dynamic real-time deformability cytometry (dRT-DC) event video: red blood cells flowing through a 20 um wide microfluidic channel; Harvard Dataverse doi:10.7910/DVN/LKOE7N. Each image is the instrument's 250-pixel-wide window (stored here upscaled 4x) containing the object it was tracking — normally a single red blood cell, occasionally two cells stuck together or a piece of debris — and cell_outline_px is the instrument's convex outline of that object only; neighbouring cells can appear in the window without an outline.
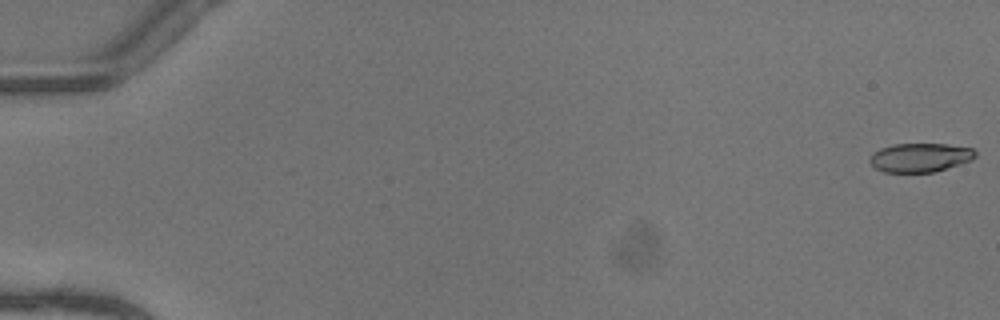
{"species": "common noctule bat (a hibernating species)", "species_latin": "Nyctalus noctula", "temperature_condition": "warm", "stored_images_in_passage": 53, "camera_frame_rate_fps": 3000, "um_per_image_px": 0.085, "animal": {"sex": "female"}, "frame": {"image": 1, "passage_image": 1, "time_ms": 0.0, "image_size_px": [1000, 320], "cell_outline_px": [[976, 156], [972, 160], [960, 164], [932, 172], [884, 172], [876, 168], [868, 160], [872, 152], [880, 148], [892, 144], [944, 144], [972, 148], [976, 152]], "centroid_in_image_um": [78.18, 13.38], "position_along_channel_um": 6.8, "area_um2": 17.74}}
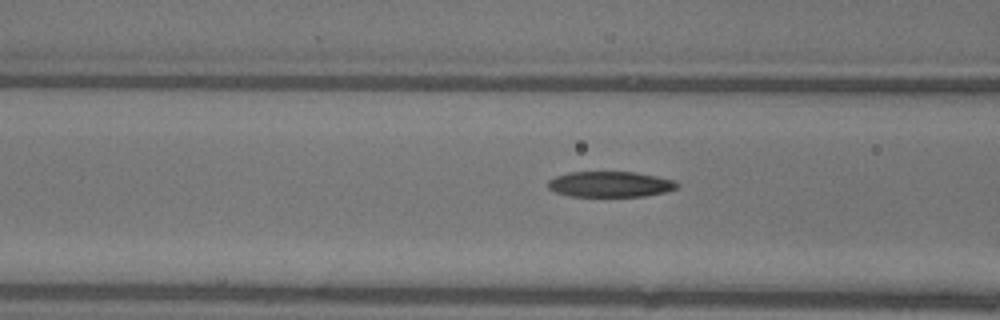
{"frame": {"image": 2, "passage_image": 22, "time_ms": 7.0, "image_size_px": [1000, 320], "cell_outline_px": [[680, 184], [676, 188], [664, 192], [644, 196], [568, 196], [556, 192], [548, 188], [548, 180], [556, 176], [568, 172], [636, 172], [676, 180]], "centroid_in_image_um": [51.87, 15.65], "position_along_channel_um": 114.7, "area_um2": 19.31}}
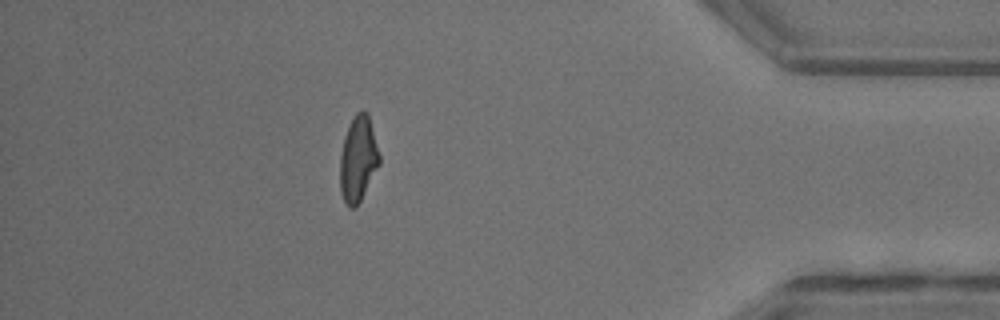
{"frame": {"image": 3, "passage_image": 46, "time_ms": 15.0, "image_size_px": [1000, 320], "cell_outline_px": [[380, 164], [356, 208], [352, 208], [344, 200], [340, 192], [340, 156], [344, 136], [356, 112], [368, 112], [380, 156]], "centroid_in_image_um": [30.44, 13.53], "position_along_channel_um": 404.8, "area_um2": 19.42}}